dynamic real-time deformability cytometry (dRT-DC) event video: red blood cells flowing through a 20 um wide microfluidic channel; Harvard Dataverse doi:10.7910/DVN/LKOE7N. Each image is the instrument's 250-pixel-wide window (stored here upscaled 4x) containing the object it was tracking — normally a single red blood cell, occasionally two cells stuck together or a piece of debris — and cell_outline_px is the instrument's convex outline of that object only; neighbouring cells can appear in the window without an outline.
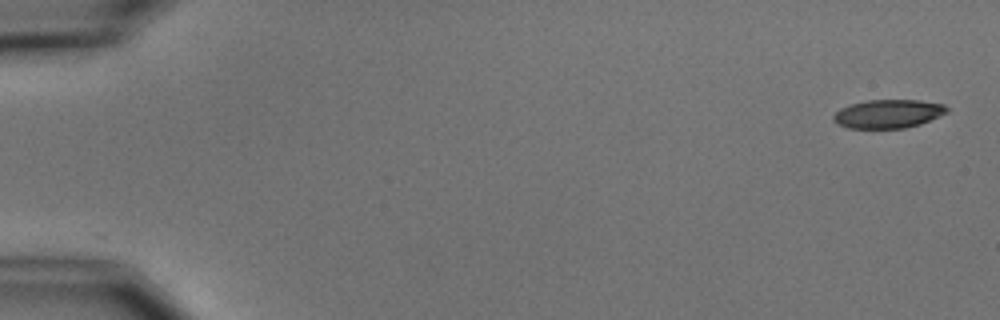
{"species": "common noctule bat (a hibernating species)", "species_latin": "Nyctalus noctula", "temperature_condition": "cold", "stored_images_in_passage": 5, "camera_frame_rate_fps": 3000, "um_per_image_px": 0.085, "animal": {"sex": "male", "body_mass_g": 15.6}, "frame": {"image": 1, "passage_image": 1, "time_ms": 0.0, "image_size_px": [1000, 320], "cell_outline_px": [[948, 112], [920, 124], [904, 128], [848, 128], [836, 124], [832, 120], [832, 116], [840, 108], [848, 104], [868, 100], [920, 100], [944, 104], [948, 108]], "centroid_in_image_um": [75.46, 9.67], "position_along_channel_um": 9.5, "area_um2": 19.02}}
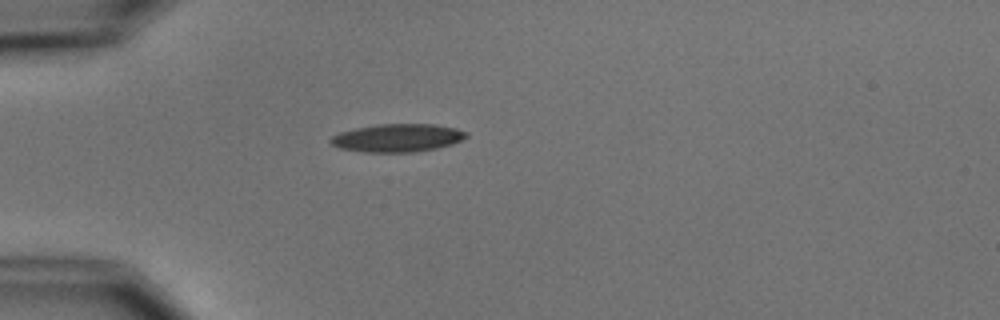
{"frame": {"image": 2, "passage_image": 4, "time_ms": 4.667, "image_size_px": [1000, 320], "cell_outline_px": [[468, 136], [452, 144], [436, 148], [416, 152], [364, 152], [340, 148], [332, 144], [328, 140], [332, 136], [340, 132], [356, 128], [380, 124], [432, 124], [456, 128], [468, 132]], "centroid_in_image_um": [33.79, 11.72], "position_along_channel_um": 51.2, "area_um2": 22.08}}